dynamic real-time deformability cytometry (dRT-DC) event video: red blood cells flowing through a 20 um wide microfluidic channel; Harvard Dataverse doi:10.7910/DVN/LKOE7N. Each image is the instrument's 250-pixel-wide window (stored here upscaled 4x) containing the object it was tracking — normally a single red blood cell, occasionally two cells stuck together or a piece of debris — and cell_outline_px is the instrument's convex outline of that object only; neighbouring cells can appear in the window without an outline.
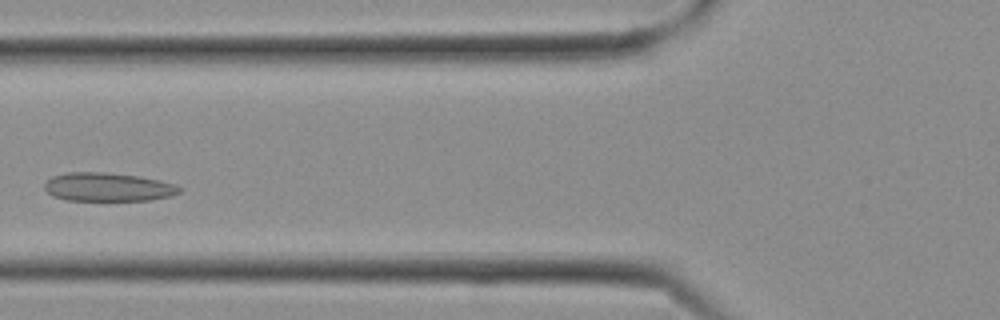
{"species": "Egyptian fruit bat (a non-hibernating species)", "species_latin": "Rousettus aegyptiacus", "temperature_condition": "cold", "stored_images_in_passage": 7, "camera_frame_rate_fps": 3000, "um_per_image_px": 0.085, "frame": {"image": 1, "passage_image": 6, "time_ms": 1.667, "image_size_px": [1000, 320], "cell_outline_px": [[180, 192], [172, 196], [152, 200], [68, 200], [52, 196], [44, 188], [44, 184], [52, 176], [68, 172], [104, 172], [136, 176], [160, 180], [176, 184], [180, 188]], "centroid_in_image_um": [9.18, 15.9], "position_along_channel_um": 116.6, "area_um2": 22.43}}